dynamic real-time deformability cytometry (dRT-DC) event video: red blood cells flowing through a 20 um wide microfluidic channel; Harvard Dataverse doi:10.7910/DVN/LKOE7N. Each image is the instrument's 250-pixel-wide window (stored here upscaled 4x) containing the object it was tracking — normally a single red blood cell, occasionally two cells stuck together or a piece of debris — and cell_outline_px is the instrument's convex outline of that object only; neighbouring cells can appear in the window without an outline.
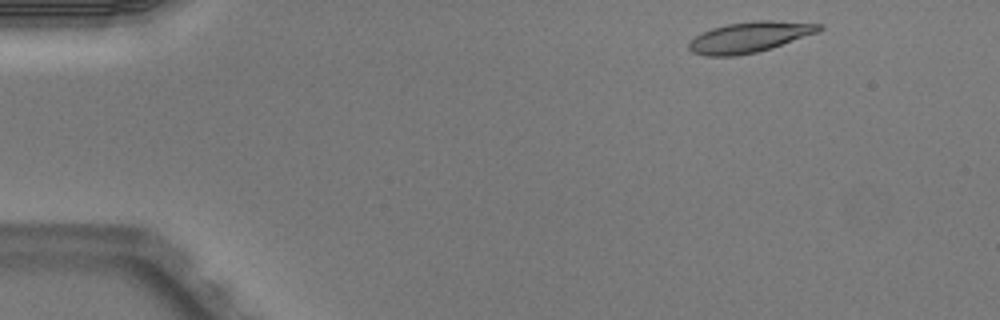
{"species": "Egyptian fruit bat (a non-hibernating species)", "species_latin": "Rousettus aegyptiacus", "temperature_condition": "warm", "stored_images_in_passage": 3, "camera_frame_rate_fps": 3000, "um_per_image_px": 0.085, "animal": {"sex": "male"}, "frame": {"image": 1, "passage_image": 1, "time_ms": 0.0, "image_size_px": [1000, 320], "cell_outline_px": [[824, 28], [816, 32], [772, 48], [756, 52], [732, 56], [704, 56], [692, 52], [688, 48], [688, 44], [696, 36], [712, 28], [728, 24], [752, 20], [772, 20], [824, 24]], "centroid_in_image_um": [63.72, 3.15], "position_along_channel_um": 21.3, "area_um2": 23.06}}